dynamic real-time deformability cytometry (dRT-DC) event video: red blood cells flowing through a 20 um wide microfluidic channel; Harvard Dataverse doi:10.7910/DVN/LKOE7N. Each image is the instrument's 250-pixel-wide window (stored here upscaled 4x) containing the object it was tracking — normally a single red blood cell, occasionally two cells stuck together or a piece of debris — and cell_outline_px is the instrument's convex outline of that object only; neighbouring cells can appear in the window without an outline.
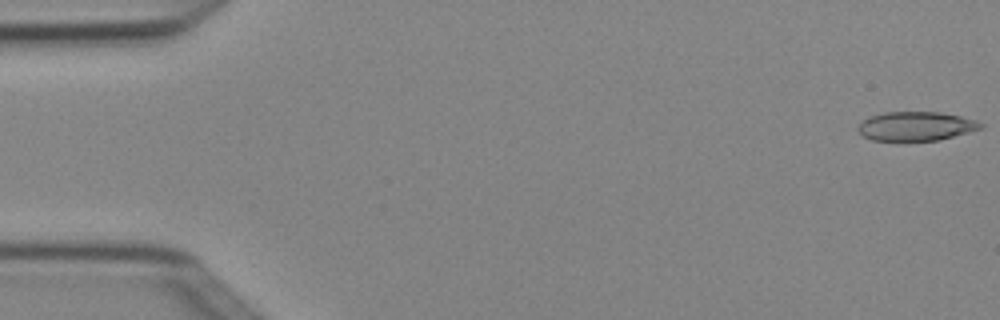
{"species": "Egyptian fruit bat (a non-hibernating species)", "species_latin": "Rousettus aegyptiacus", "temperature_condition": "cold", "stored_images_in_passage": 5, "camera_frame_rate_fps": 3000, "um_per_image_px": 0.085, "animal": {"sex": "female"}, "frame": {"image": 1, "passage_image": 1, "time_ms": 0.0, "image_size_px": [1000, 320], "cell_outline_px": [[984, 128], [940, 140], [872, 140], [864, 136], [856, 128], [868, 116], [884, 112], [940, 112], [960, 116], [976, 120], [984, 124]], "centroid_in_image_um": [77.89, 10.72], "position_along_channel_um": 7.1, "area_um2": 20.75}}
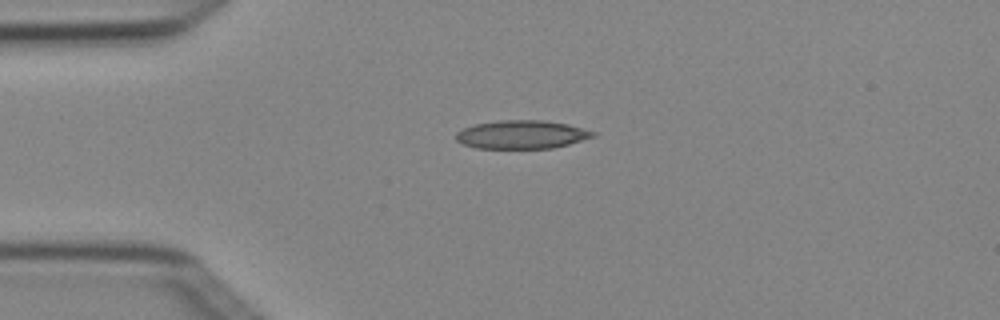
{"frame": {"image": 2, "passage_image": 3, "time_ms": 0.667, "image_size_px": [1000, 320], "cell_outline_px": [[596, 136], [568, 144], [552, 148], [476, 148], [464, 144], [456, 140], [456, 132], [464, 128], [476, 124], [500, 120], [544, 120], [568, 124], [596, 132]], "centroid_in_image_um": [44.36, 11.43], "position_along_channel_um": 40.6, "area_um2": 22.54}}
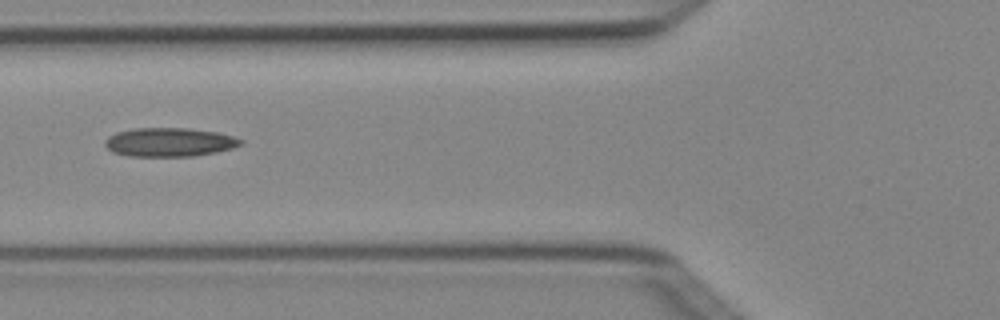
{"frame": {"image": 3, "passage_image": 5, "time_ms": 1.333, "image_size_px": [1000, 320], "cell_outline_px": [[244, 144], [232, 148], [216, 152], [192, 156], [128, 156], [112, 152], [104, 144], [104, 140], [108, 136], [116, 132], [136, 128], [188, 128], [216, 132], [232, 136], [244, 140]], "centroid_in_image_um": [14.39, 12.08], "position_along_channel_um": 111.4, "area_um2": 22.83}}